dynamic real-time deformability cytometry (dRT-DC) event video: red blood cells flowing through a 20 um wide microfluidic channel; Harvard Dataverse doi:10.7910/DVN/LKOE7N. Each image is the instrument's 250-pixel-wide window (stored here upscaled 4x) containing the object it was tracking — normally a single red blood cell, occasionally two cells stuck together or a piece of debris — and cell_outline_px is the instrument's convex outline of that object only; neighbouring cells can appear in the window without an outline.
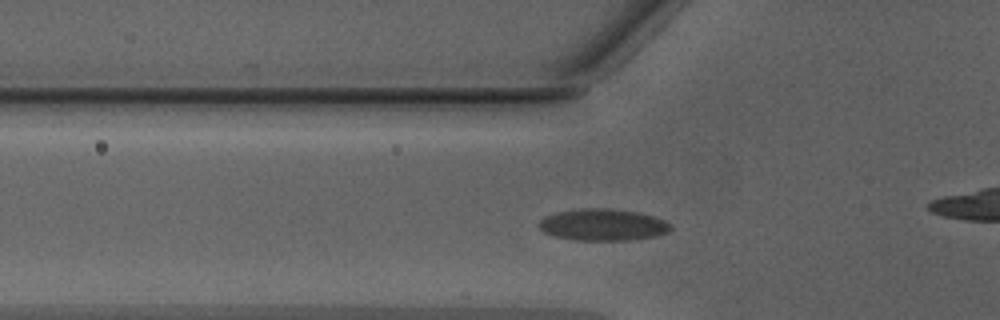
{"species": "Egyptian fruit bat (a non-hibernating species)", "species_latin": "Rousettus aegyptiacus", "temperature_condition": "warm", "stored_images_in_passage": 35, "camera_frame_rate_fps": 3000, "um_per_image_px": 0.085, "animal": {"sex": "male"}, "frame": {"image": 1, "passage_image": 8, "time_ms": 2.333, "image_size_px": [1000, 320], "cell_outline_px": [[672, 228], [668, 232], [656, 236], [628, 240], [576, 240], [552, 236], [544, 232], [540, 228], [540, 220], [544, 216], [556, 212], [576, 208], [608, 208], [636, 212], [652, 216], [664, 220], [672, 224]], "centroid_in_image_um": [51.23, 19.1], "position_along_channel_um": 74.6, "area_um2": 24.45}}
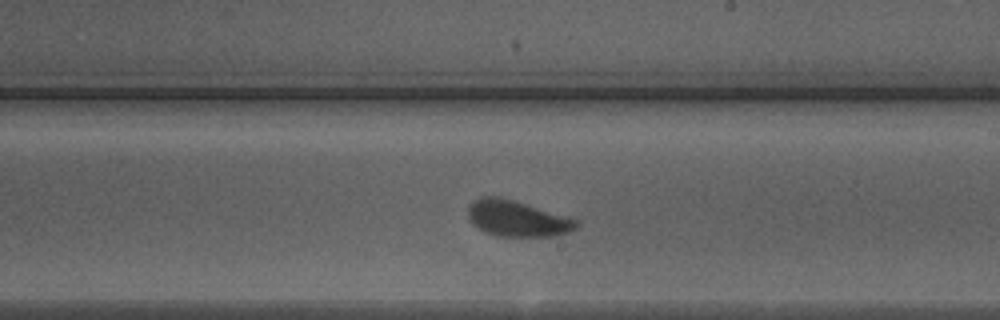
{"frame": {"image": 2, "passage_image": 20, "time_ms": 6.333, "image_size_px": [1000, 320], "cell_outline_px": [[580, 224], [576, 228], [568, 232], [552, 236], [496, 236], [472, 224], [468, 216], [468, 204], [472, 200], [480, 196], [500, 196], [580, 220]], "centroid_in_image_um": [43.95, 18.55], "position_along_channel_um": 245.1, "area_um2": 22.77}}
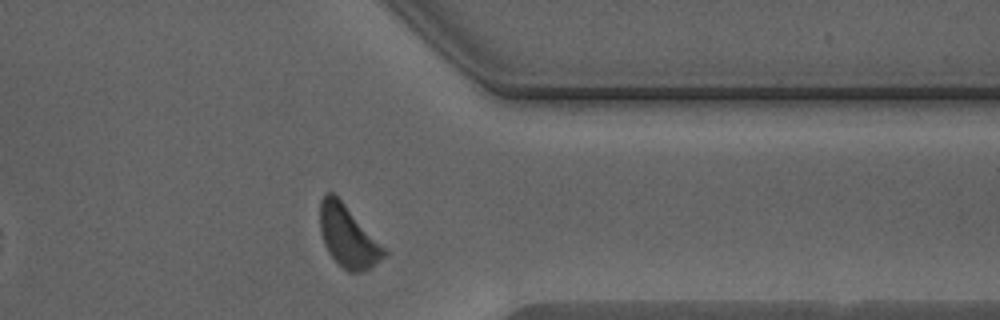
{"frame": {"image": 3, "passage_image": 30, "time_ms": 9.667, "image_size_px": [1000, 320], "cell_outline_px": [[388, 256], [368, 268], [360, 272], [348, 272], [328, 252], [324, 244], [320, 232], [320, 200], [324, 192], [332, 192], [344, 204], [388, 252]], "centroid_in_image_um": [29.55, 20.1], "position_along_channel_um": 381.8, "area_um2": 22.54}, "authors_computed_cell_mechanics": {"area_um2": 23.1778, "velocity_mm_per_s": 4.2709, "shape_relaxation_time_tau1_ms": 1.2308, "shape_relaxation_time_tau2_ms": null, "deformation_change_tau1": 0.0746, "deformation_change_tau2": null}}